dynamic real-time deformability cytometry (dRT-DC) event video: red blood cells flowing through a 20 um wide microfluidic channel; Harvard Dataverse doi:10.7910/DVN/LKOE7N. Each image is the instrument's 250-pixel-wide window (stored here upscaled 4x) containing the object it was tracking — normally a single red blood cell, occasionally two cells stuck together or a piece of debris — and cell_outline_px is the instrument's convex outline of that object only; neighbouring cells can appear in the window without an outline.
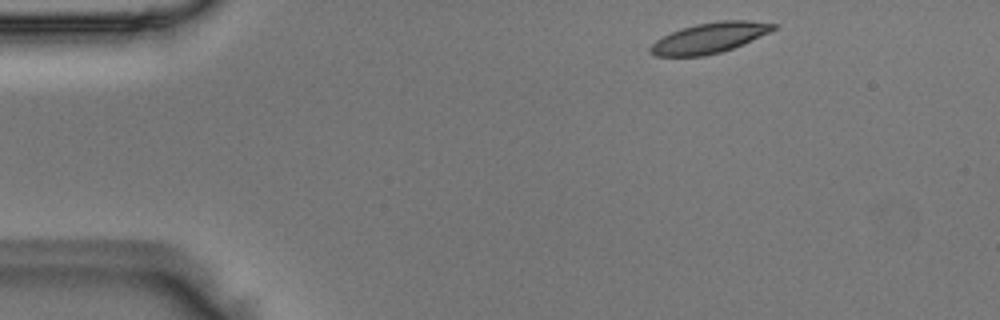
{"species": "Egyptian fruit bat (a non-hibernating species)", "species_latin": "Rousettus aegyptiacus", "temperature_condition": "room temperature", "stored_images_in_passage": 45, "camera_frame_rate_fps": 3000, "um_per_image_px": 0.085, "animal": {"sex": "male"}, "frame": {"image": 1, "passage_image": 2, "time_ms": 0.333, "image_size_px": [1000, 320], "cell_outline_px": [[776, 28], [760, 36], [732, 48], [720, 52], [704, 56], [656, 56], [648, 52], [648, 48], [656, 40], [680, 28], [696, 24], [720, 20], [748, 20], [776, 24]], "centroid_in_image_um": [60.25, 3.22], "position_along_channel_um": 24.7, "area_um2": 21.56}}
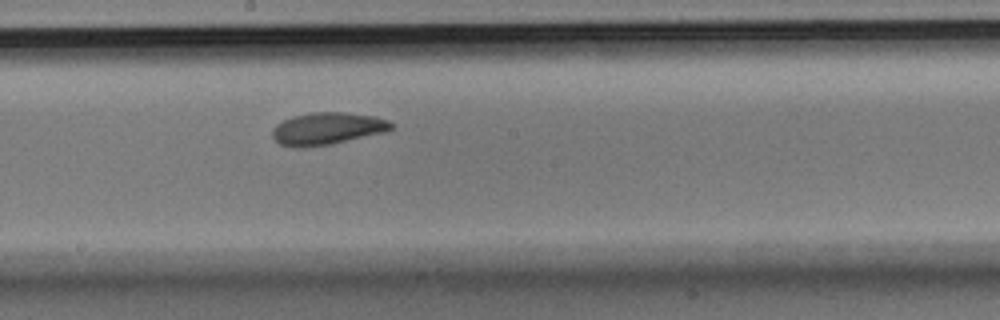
{"frame": {"image": 2, "passage_image": 22, "time_ms": 7.0, "image_size_px": [1000, 320], "cell_outline_px": [[396, 124], [392, 128], [384, 132], [332, 144], [304, 148], [300, 148], [280, 144], [272, 136], [272, 128], [276, 124], [292, 116], [312, 112], [344, 112], [376, 116], [388, 120]], "centroid_in_image_um": [27.82, 10.92], "position_along_channel_um": 220.4, "area_um2": 22.48}}
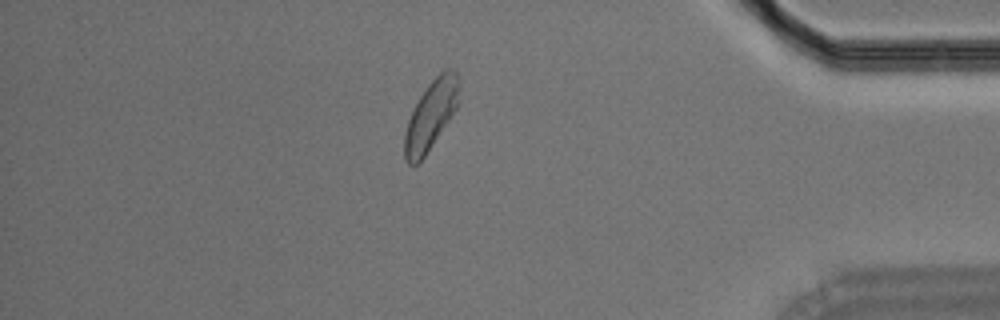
{"frame": {"image": 3, "passage_image": 38, "time_ms": 12.333, "image_size_px": [1000, 320], "cell_outline_px": [[460, 104], [452, 116], [424, 156], [416, 164], [408, 164], [404, 160], [404, 136], [408, 120], [420, 96], [428, 84], [444, 68], [456, 68], [460, 80]], "centroid_in_image_um": [36.68, 9.72], "position_along_channel_um": 398.5, "area_um2": 22.2}}